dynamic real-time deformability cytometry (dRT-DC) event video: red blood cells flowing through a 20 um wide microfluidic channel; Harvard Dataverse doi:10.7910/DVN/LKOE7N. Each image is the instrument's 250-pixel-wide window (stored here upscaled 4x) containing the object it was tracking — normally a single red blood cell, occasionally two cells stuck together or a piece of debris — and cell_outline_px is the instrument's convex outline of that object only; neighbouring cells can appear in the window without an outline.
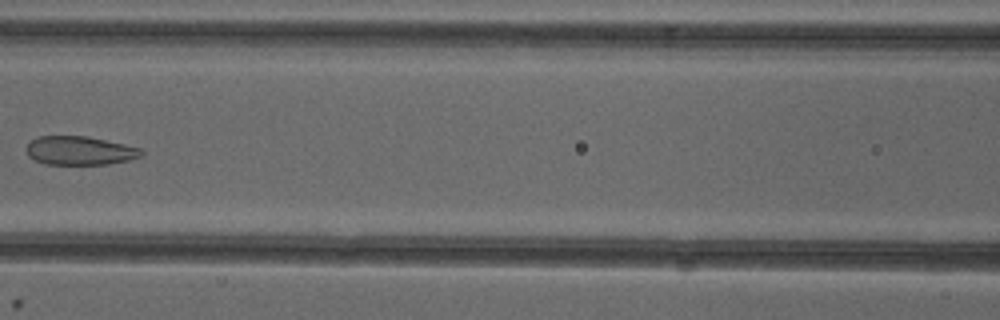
{"species": "common noctule bat (a hibernating species)", "species_latin": "Nyctalus noctula", "temperature_condition": "cold", "stored_images_in_passage": 7, "camera_frame_rate_fps": 3000, "um_per_image_px": 0.085, "animal": {"sex": "female"}, "frame": {"image": 1, "passage_image": 7, "time_ms": 7.0, "image_size_px": [1000, 320], "cell_outline_px": [[144, 152], [140, 156], [128, 160], [108, 164], [44, 164], [28, 156], [24, 148], [32, 140], [40, 136], [88, 136], [124, 144], [140, 148]], "centroid_in_image_um": [6.75, 12.8], "position_along_channel_um": 159.8, "area_um2": 19.19}}